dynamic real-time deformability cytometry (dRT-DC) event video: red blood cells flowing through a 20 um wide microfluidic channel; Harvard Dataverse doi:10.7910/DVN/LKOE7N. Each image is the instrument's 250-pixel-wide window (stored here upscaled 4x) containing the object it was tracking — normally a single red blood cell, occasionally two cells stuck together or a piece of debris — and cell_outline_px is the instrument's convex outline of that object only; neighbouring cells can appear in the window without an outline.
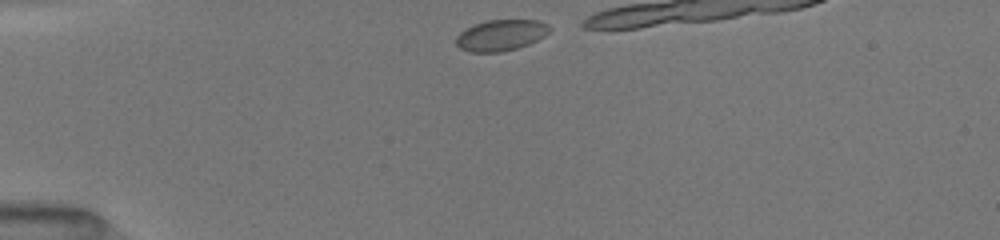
{"species": "common noctule bat (a hibernating species)", "species_latin": "Nyctalus noctula", "temperature_condition": "room temperature", "stored_images_in_passage": 11, "camera_frame_rate_fps": 3000, "um_per_image_px": 0.085, "animal": {"sex": "female", "body_mass_g": 19.5, "forearm_length_mm": 54.1}, "frame": {"image": 1, "passage_image": 1, "time_ms": 0.0, "image_size_px": [1000, 240], "cell_outline_px": [[552, 28], [544, 36], [528, 44], [516, 48], [500, 52], [472, 52], [460, 48], [456, 44], [456, 36], [460, 32], [484, 20], [536, 20], [548, 24]], "centroid_in_image_um": [42.58, 2.99], "position_along_channel_um": 42.4, "area_um2": 16.76}}
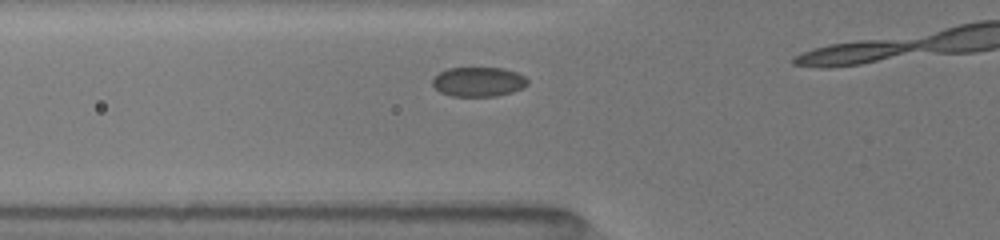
{"frame": {"image": 2, "passage_image": 7, "time_ms": 2.0, "image_size_px": [1000, 240], "cell_outline_px": [[528, 84], [512, 92], [496, 96], [452, 96], [440, 92], [432, 84], [432, 80], [440, 72], [448, 68], [504, 68], [516, 72], [524, 76], [528, 80]], "centroid_in_image_um": [40.67, 6.95], "position_along_channel_um": 85.1, "area_um2": 16.24}}
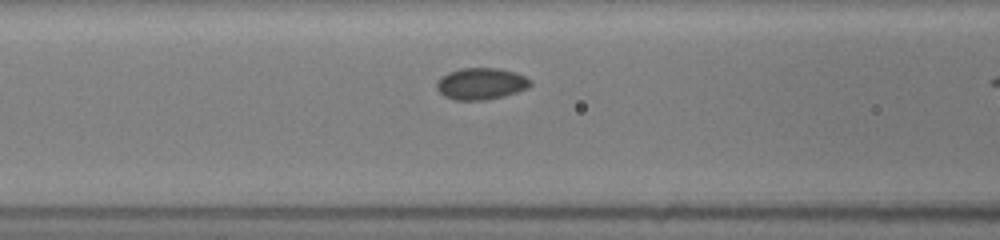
{"frame": {"image": 3, "passage_image": 10, "time_ms": 3.0, "image_size_px": [1000, 240], "cell_outline_px": [[532, 84], [528, 88], [504, 96], [484, 100], [456, 100], [444, 96], [436, 88], [436, 84], [440, 76], [448, 72], [460, 68], [496, 68], [516, 72], [532, 80]], "centroid_in_image_um": [40.88, 7.11], "position_along_channel_um": 125.7, "area_um2": 17.4}}